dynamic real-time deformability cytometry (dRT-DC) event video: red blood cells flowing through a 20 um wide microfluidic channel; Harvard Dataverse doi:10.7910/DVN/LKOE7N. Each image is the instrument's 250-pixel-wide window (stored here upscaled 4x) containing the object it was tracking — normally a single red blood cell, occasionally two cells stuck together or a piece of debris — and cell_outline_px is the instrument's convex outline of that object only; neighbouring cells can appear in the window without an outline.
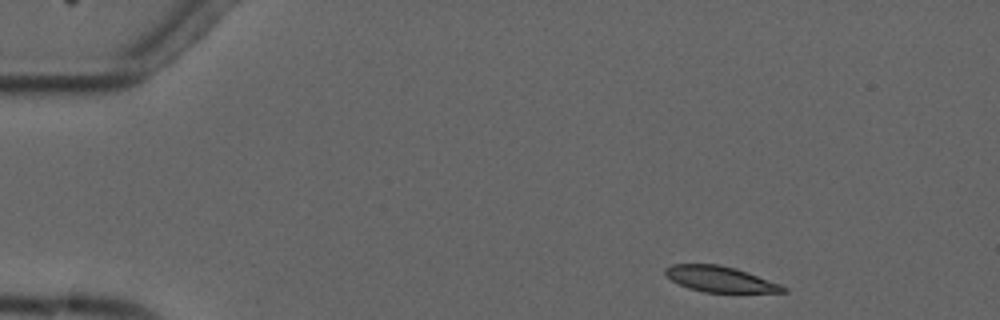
{"species": "common noctule bat (a hibernating species)", "species_latin": "Nyctalus noctula", "temperature_condition": "cold", "stored_images_in_passage": 7, "camera_frame_rate_fps": 3000, "um_per_image_px": 0.085, "animal": {"sex": "male", "forearm_length_mm": 52.5}, "frame": {"image": 1, "passage_image": 1, "time_ms": 0.0, "image_size_px": [1000, 320], "cell_outline_px": [[788, 292], [704, 292], [688, 288], [672, 280], [664, 272], [664, 268], [672, 264], [716, 264], [736, 268], [780, 284], [788, 288]], "centroid_in_image_um": [61.21, 23.72], "position_along_channel_um": 23.8, "area_um2": 17.51}}
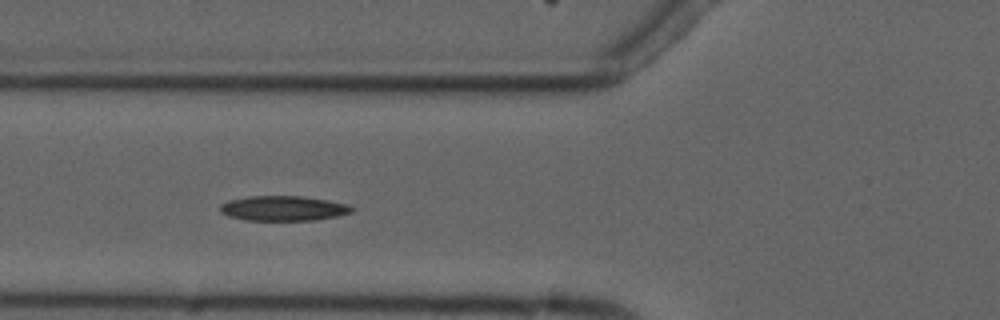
{"frame": {"image": 2, "passage_image": 4, "time_ms": 4.333, "image_size_px": [1000, 320], "cell_outline_px": [[356, 208], [352, 212], [336, 216], [316, 220], [244, 220], [228, 216], [220, 212], [220, 204], [232, 200], [248, 196], [300, 196], [328, 200], [348, 204]], "centroid_in_image_um": [24.1, 17.71], "position_along_channel_um": 101.7, "area_um2": 19.13}}
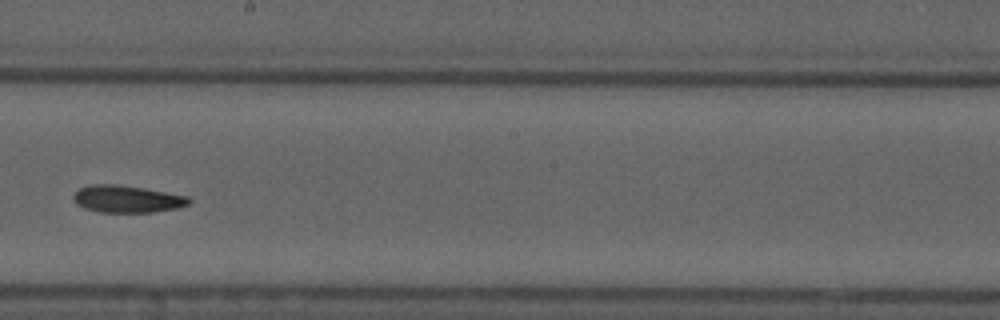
{"frame": {"image": 3, "passage_image": 7, "time_ms": 8.0, "image_size_px": [1000, 320], "cell_outline_px": [[192, 200], [188, 204], [176, 208], [152, 212], [100, 212], [84, 208], [76, 204], [72, 200], [72, 196], [80, 188], [88, 184], [116, 184], [188, 196]], "centroid_in_image_um": [10.74, 16.91], "position_along_channel_um": 237.5, "area_um2": 18.15}}